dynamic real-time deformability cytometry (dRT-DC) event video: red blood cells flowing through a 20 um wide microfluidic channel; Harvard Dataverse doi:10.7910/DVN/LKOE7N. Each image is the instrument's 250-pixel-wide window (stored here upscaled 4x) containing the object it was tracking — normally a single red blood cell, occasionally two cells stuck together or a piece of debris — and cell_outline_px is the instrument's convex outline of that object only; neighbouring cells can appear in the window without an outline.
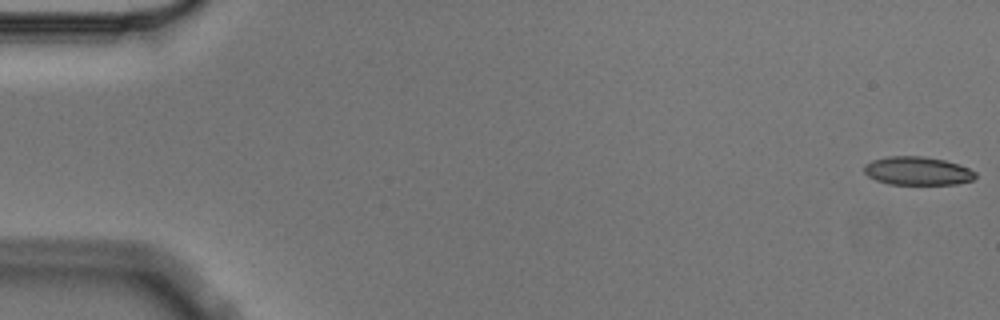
{"species": "Egyptian fruit bat (a non-hibernating species)", "species_latin": "Rousettus aegyptiacus", "temperature_condition": "cold", "stored_images_in_passage": 5, "camera_frame_rate_fps": 3000, "um_per_image_px": 0.085, "animal": {"sex": "male"}, "frame": {"image": 1, "passage_image": 1, "time_ms": 0.0, "image_size_px": [1000, 320], "cell_outline_px": [[976, 176], [972, 180], [956, 184], [888, 184], [876, 180], [868, 176], [864, 172], [864, 164], [872, 160], [888, 156], [924, 156], [944, 160], [968, 168], [976, 172]], "centroid_in_image_um": [77.96, 14.52], "position_along_channel_um": 7.0, "area_um2": 18.38}}
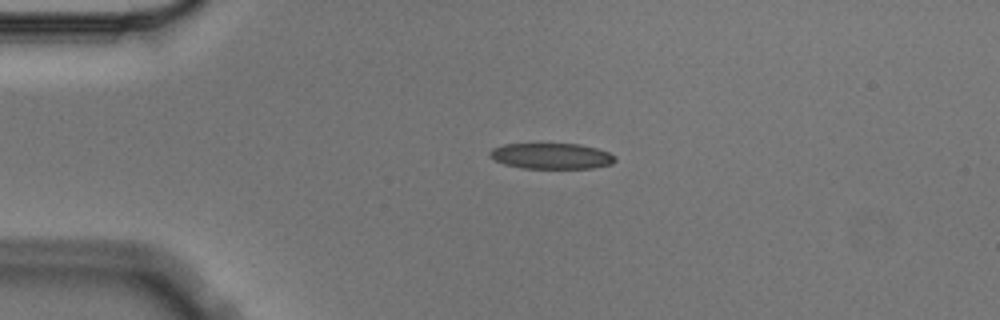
{"frame": {"image": 2, "passage_image": 4, "time_ms": 1.0, "image_size_px": [1000, 320], "cell_outline_px": [[616, 160], [612, 164], [592, 168], [520, 168], [504, 164], [488, 156], [488, 152], [492, 148], [504, 144], [580, 144], [596, 148], [608, 152], [616, 156]], "centroid_in_image_um": [46.86, 13.26], "position_along_channel_um": 38.1, "area_um2": 18.9}}